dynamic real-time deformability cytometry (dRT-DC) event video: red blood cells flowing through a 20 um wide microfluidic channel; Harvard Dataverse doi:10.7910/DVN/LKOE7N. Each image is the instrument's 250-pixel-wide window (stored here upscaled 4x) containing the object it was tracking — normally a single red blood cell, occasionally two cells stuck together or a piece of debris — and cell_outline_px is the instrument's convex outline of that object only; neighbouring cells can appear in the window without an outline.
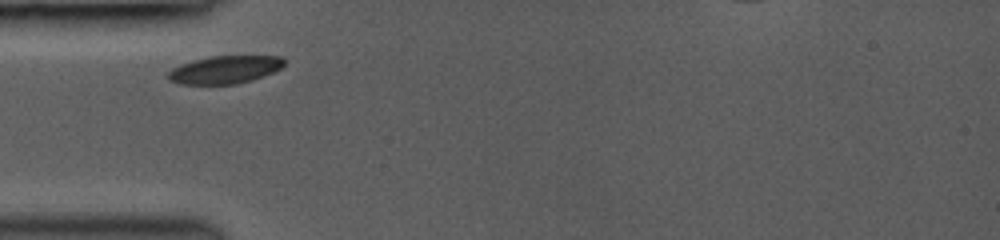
{"species": "common noctule bat (a hibernating species)", "species_latin": "Nyctalus noctula", "temperature_condition": "room temperature", "stored_images_in_passage": 2, "camera_frame_rate_fps": 3000, "um_per_image_px": 0.085, "animal": {"sex": "female", "body_mass_g": 19.0, "forearm_length_mm": 53.3}, "frame": {"image": 1, "passage_image": 1, "time_ms": 0.0, "image_size_px": [1000, 240], "cell_outline_px": [[284, 64], [280, 68], [264, 76], [252, 80], [236, 84], [180, 84], [168, 80], [168, 72], [172, 68], [180, 64], [212, 56], [284, 56]], "centroid_in_image_um": [19.11, 5.92], "position_along_channel_um": 65.9, "area_um2": 18.73}}